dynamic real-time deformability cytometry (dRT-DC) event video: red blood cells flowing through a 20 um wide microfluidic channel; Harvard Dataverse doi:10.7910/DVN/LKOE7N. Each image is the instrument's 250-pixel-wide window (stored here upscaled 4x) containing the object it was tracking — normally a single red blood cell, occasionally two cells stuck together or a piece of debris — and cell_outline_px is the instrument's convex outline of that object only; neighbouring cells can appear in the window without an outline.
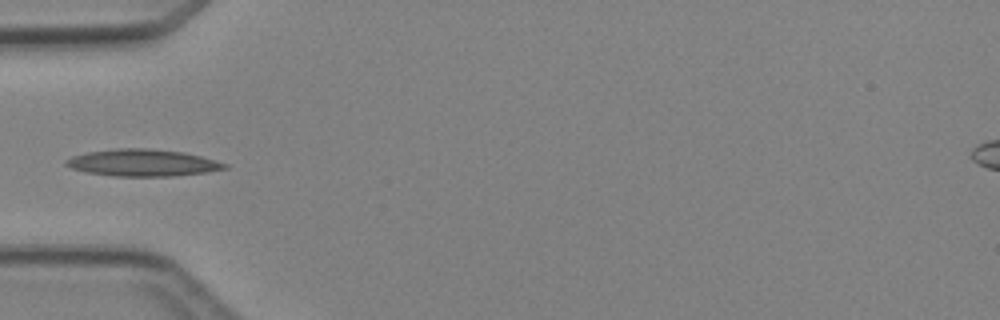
{"species": "Egyptian fruit bat (a non-hibernating species)", "species_latin": "Rousettus aegyptiacus", "temperature_condition": "cold", "stored_images_in_passage": 3, "camera_frame_rate_fps": 3000, "um_per_image_px": 0.085, "animal": {"sex": "female"}, "frame": {"image": 1, "passage_image": 3, "time_ms": 2.333, "image_size_px": [1000, 320], "cell_outline_px": [[228, 168], [208, 172], [172, 176], [116, 176], [84, 172], [72, 168], [64, 164], [64, 160], [72, 156], [88, 152], [116, 148], [148, 148], [184, 152], [216, 160], [228, 164]], "centroid_in_image_um": [12.12, 13.83], "position_along_channel_um": 72.9, "area_um2": 24.97}}